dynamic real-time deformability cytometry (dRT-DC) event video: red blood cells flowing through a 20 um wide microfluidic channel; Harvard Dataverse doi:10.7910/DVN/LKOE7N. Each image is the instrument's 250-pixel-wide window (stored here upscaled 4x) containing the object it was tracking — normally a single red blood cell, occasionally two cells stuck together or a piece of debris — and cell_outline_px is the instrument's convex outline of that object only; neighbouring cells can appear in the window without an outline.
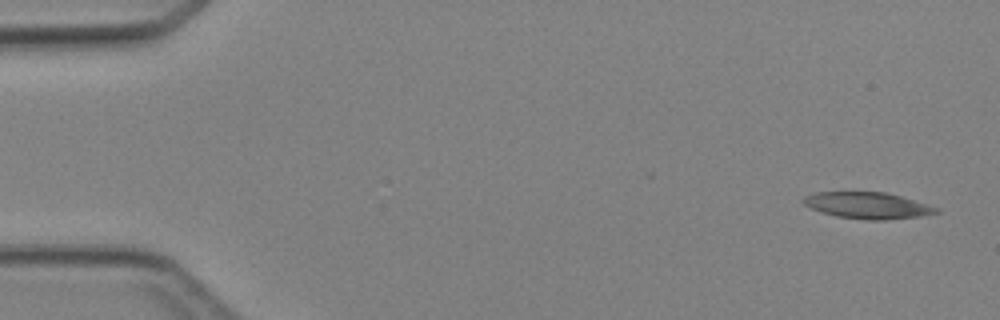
{"species": "Egyptian fruit bat (a non-hibernating species)", "species_latin": "Rousettus aegyptiacus", "temperature_condition": "cold", "stored_images_in_passage": 5, "camera_frame_rate_fps": 3000, "um_per_image_px": 0.085, "animal": {"sex": "female"}, "frame": {"image": 1, "passage_image": 1, "time_ms": 0.0, "image_size_px": [1000, 320], "cell_outline_px": [[940, 212], [920, 216], [884, 220], [868, 220], [836, 216], [820, 212], [804, 204], [800, 200], [804, 196], [816, 192], [884, 192], [900, 196], [940, 208]], "centroid_in_image_um": [73.72, 17.46], "position_along_channel_um": 11.3, "area_um2": 20.4}}
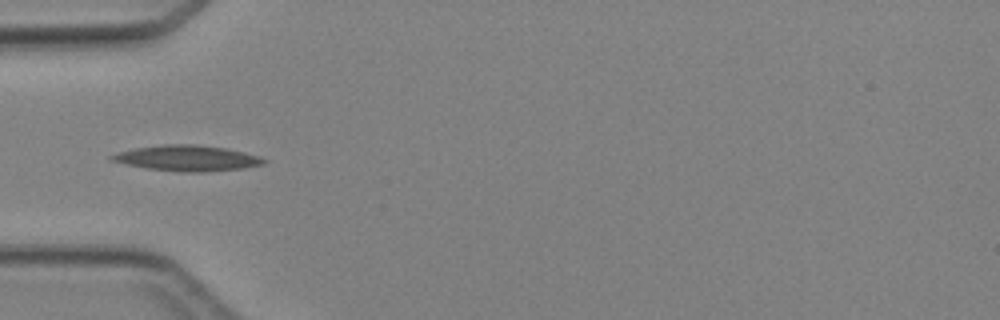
{"frame": {"image": 2, "passage_image": 4, "time_ms": 4.333, "image_size_px": [1000, 320], "cell_outline_px": [[268, 160], [264, 164], [244, 168], [204, 172], [180, 172], [144, 168], [112, 160], [108, 156], [120, 152], [136, 148], [164, 144], [196, 144], [224, 148], [244, 152], [260, 156]], "centroid_in_image_um": [15.96, 13.45], "position_along_channel_um": 69.0, "area_um2": 22.66}}
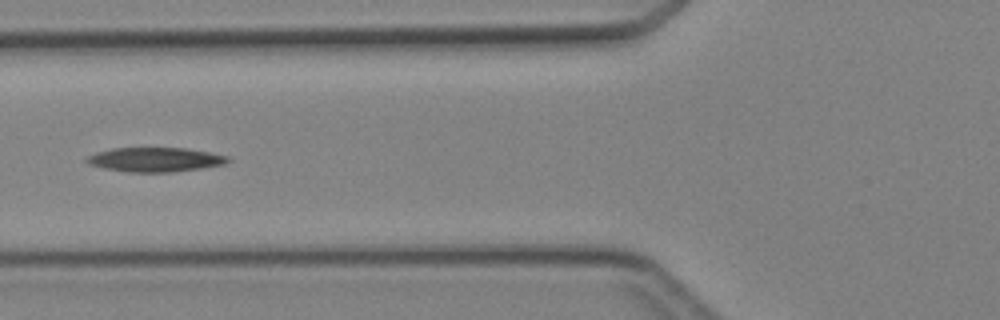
{"frame": {"image": 3, "passage_image": 5, "time_ms": 5.333, "image_size_px": [1000, 320], "cell_outline_px": [[232, 160], [224, 164], [200, 168], [172, 172], [128, 172], [104, 168], [88, 164], [84, 160], [88, 156], [96, 152], [112, 148], [184, 148], [208, 152], [228, 156]], "centroid_in_image_um": [13.16, 13.56], "position_along_channel_um": 112.6, "area_um2": 19.94}}